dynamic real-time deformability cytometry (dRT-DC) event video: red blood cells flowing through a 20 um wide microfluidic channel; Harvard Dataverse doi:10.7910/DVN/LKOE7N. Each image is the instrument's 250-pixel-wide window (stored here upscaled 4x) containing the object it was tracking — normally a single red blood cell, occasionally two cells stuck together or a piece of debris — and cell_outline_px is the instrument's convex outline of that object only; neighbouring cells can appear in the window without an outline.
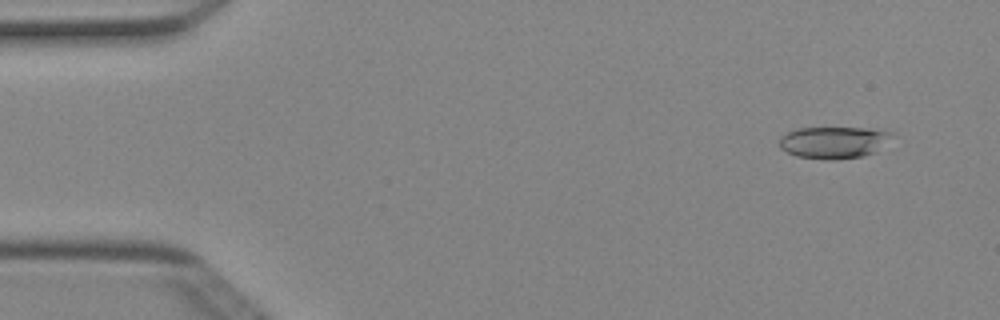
{"species": "Egyptian fruit bat (a non-hibernating species)", "species_latin": "Rousettus aegyptiacus", "temperature_condition": "cold", "stored_images_in_passage": 50, "camera_frame_rate_fps": 3000, "um_per_image_px": 0.085, "animal": {"sex": "female"}, "frame": {"image": 1, "passage_image": 4, "time_ms": 1.0, "image_size_px": [1000, 320], "cell_outline_px": [[892, 132], [872, 152], [864, 156], [836, 160], [832, 160], [796, 156], [780, 148], [780, 136], [796, 128], [868, 128]], "centroid_in_image_um": [70.74, 12.1], "position_along_channel_um": 14.3, "area_um2": 20.29}}
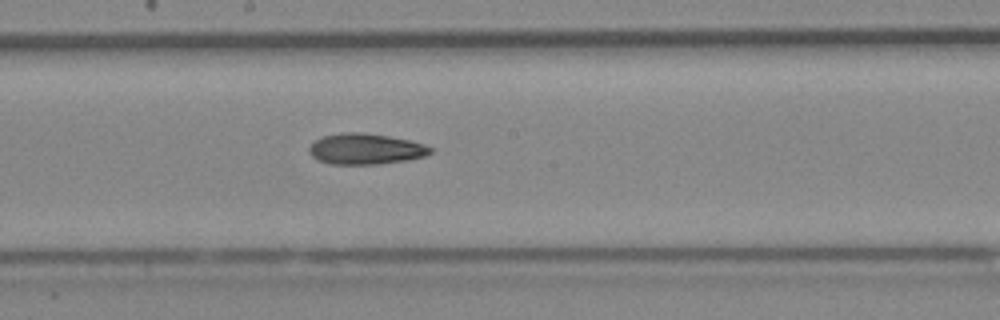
{"frame": {"image": 2, "passage_image": 27, "time_ms": 8.667, "image_size_px": [1000, 320], "cell_outline_px": [[432, 152], [424, 156], [408, 160], [376, 164], [332, 164], [316, 160], [308, 152], [308, 148], [316, 140], [324, 136], [344, 132], [356, 132], [388, 136], [408, 140], [424, 144], [432, 148]], "centroid_in_image_um": [31.05, 12.67], "position_along_channel_um": 217.1, "area_um2": 21.62}}
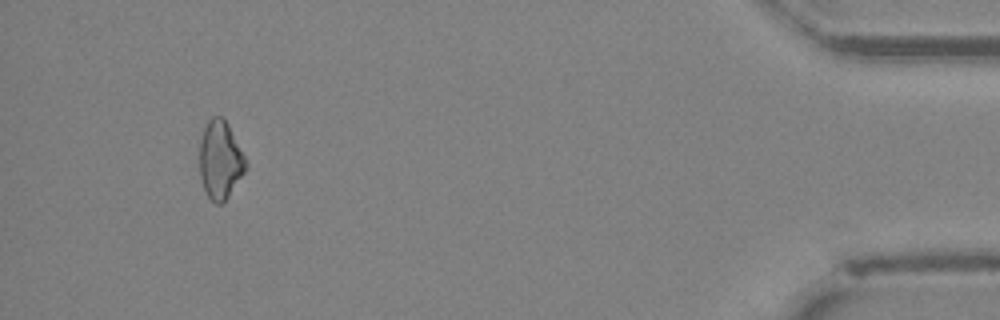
{"frame": {"image": 3, "passage_image": 47, "time_ms": 15.333, "image_size_px": [1000, 320], "cell_outline_px": [[248, 168], [228, 196], [220, 204], [216, 204], [208, 196], [204, 188], [200, 176], [200, 140], [204, 128], [208, 120], [212, 116], [220, 116], [228, 124], [248, 164]], "centroid_in_image_um": [18.72, 13.59], "position_along_channel_um": 416.5, "area_um2": 20.81}}